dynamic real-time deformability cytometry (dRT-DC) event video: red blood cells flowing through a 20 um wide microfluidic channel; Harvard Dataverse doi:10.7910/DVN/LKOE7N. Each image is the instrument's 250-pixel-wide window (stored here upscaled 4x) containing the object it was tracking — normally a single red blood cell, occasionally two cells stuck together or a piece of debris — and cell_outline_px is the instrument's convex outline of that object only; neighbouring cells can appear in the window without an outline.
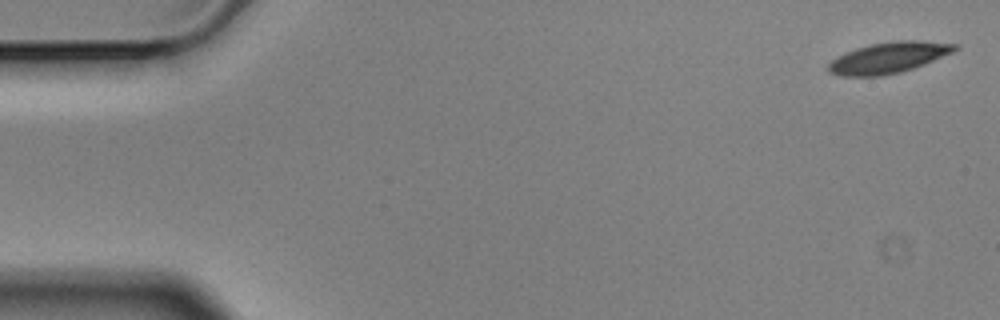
{"species": "Egyptian fruit bat (a non-hibernating species)", "species_latin": "Rousettus aegyptiacus", "temperature_condition": "cold", "stored_images_in_passage": 5, "camera_frame_rate_fps": 3000, "um_per_image_px": 0.085, "animal": {"sex": "male"}, "frame": {"image": 1, "passage_image": 1, "time_ms": 0.0, "image_size_px": [1000, 320], "cell_outline_px": [[960, 48], [952, 52], [924, 64], [900, 72], [880, 76], [840, 76], [828, 72], [828, 64], [836, 56], [856, 48], [872, 44], [896, 40], [924, 40], [960, 44]], "centroid_in_image_um": [75.54, 4.89], "position_along_channel_um": 9.5, "area_um2": 22.89}}
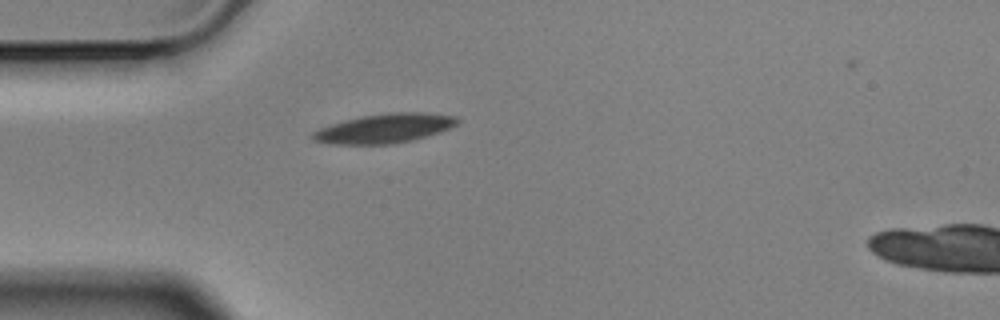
{"frame": {"image": 2, "passage_image": 4, "time_ms": 1.0, "image_size_px": [1000, 320], "cell_outline_px": [[460, 120], [456, 124], [440, 132], [412, 140], [392, 144], [336, 144], [312, 140], [308, 136], [312, 132], [320, 128], [344, 120], [360, 116], [388, 112], [424, 112], [456, 116]], "centroid_in_image_um": [32.66, 10.9], "position_along_channel_um": 52.3, "area_um2": 24.74}}